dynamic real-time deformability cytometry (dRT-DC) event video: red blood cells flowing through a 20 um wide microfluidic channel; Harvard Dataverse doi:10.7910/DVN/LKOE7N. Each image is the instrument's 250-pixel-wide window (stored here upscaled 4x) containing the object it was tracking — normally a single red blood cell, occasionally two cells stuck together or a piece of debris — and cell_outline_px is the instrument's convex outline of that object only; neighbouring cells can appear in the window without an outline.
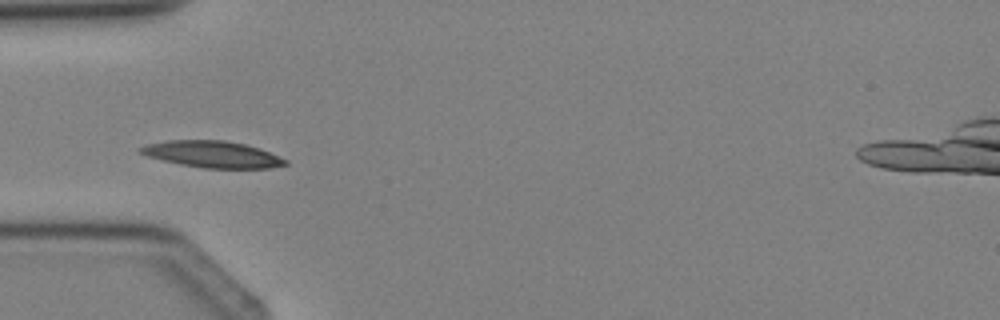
{"species": "Egyptian fruit bat (a non-hibernating species)", "species_latin": "Rousettus aegyptiacus", "temperature_condition": "cold", "stored_images_in_passage": 5, "camera_frame_rate_fps": 3000, "um_per_image_px": 0.085, "animal": {"sex": "female"}, "frame": {"image": 1, "passage_image": 4, "time_ms": 3.667, "image_size_px": [1000, 320], "cell_outline_px": [[288, 164], [268, 168], [204, 168], [180, 164], [148, 156], [136, 152], [140, 148], [148, 144], [168, 140], [224, 140], [244, 144], [260, 148], [288, 160]], "centroid_in_image_um": [18.07, 13.11], "position_along_channel_um": 66.9, "area_um2": 22.31}}
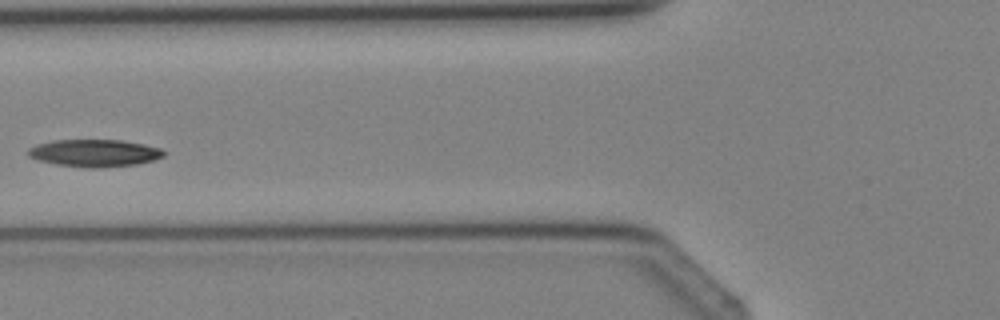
{"frame": {"image": 2, "passage_image": 5, "time_ms": 4.667, "image_size_px": [1000, 320], "cell_outline_px": [[164, 156], [152, 160], [136, 164], [100, 168], [88, 168], [56, 164], [40, 160], [28, 156], [28, 148], [36, 144], [52, 140], [124, 140], [144, 144], [160, 148], [164, 152]], "centroid_in_image_um": [8.02, 13.0], "position_along_channel_um": 117.8, "area_um2": 21.56}}